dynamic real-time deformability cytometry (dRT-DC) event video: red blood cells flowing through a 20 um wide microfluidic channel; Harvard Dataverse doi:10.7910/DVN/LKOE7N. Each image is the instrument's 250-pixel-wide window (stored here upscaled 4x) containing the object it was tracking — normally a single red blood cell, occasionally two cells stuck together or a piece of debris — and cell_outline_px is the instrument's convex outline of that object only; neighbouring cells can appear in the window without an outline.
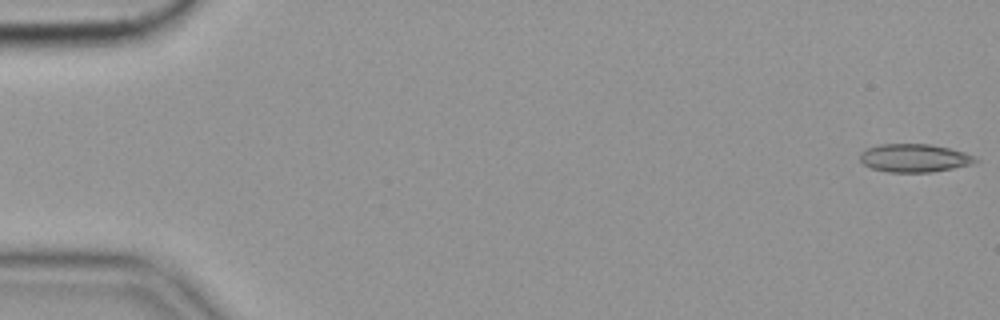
{"species": "common noctule bat (a hibernating species)", "species_latin": "Nyctalus noctula", "temperature_condition": "cold", "stored_images_in_passage": 56, "camera_frame_rate_fps": 3000, "um_per_image_px": 0.085, "animal": {"sex": "female", "body_mass_g": 19.9}, "frame": {"image": 1, "passage_image": 1, "time_ms": 0.0, "image_size_px": [1000, 320], "cell_outline_px": [[980, 160], [972, 164], [932, 172], [888, 172], [872, 168], [864, 164], [860, 160], [860, 152], [864, 148], [880, 144], [928, 144], [948, 148], [964, 152], [976, 156]], "centroid_in_image_um": [77.71, 13.43], "position_along_channel_um": 7.3, "area_um2": 19.02}}
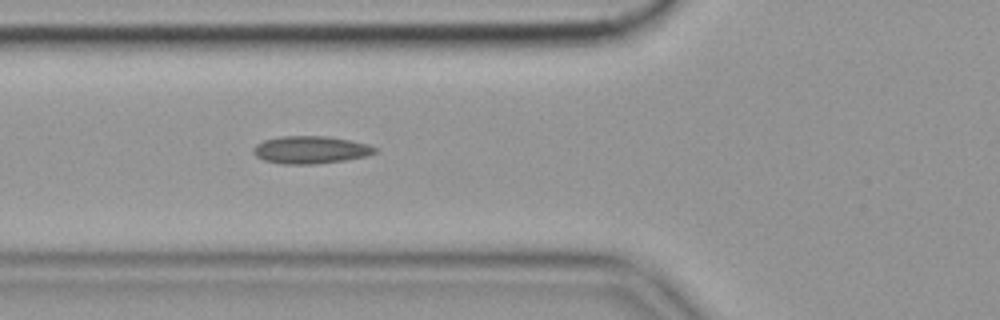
{"frame": {"image": 2, "passage_image": 21, "time_ms": 6.667, "image_size_px": [1000, 320], "cell_outline_px": [[376, 152], [368, 156], [344, 160], [316, 164], [280, 164], [264, 160], [256, 156], [252, 152], [252, 148], [256, 144], [264, 140], [280, 136], [328, 136], [368, 144], [376, 148]], "centroid_in_image_um": [26.37, 12.74], "position_along_channel_um": 99.4, "area_um2": 19.59}}
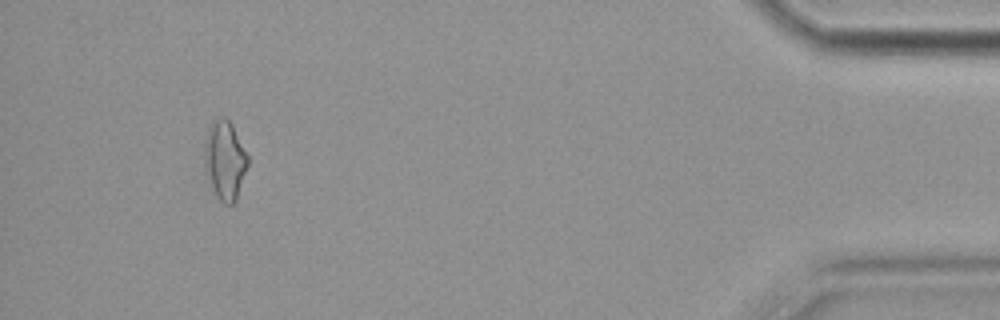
{"frame": {"image": 3, "passage_image": 53, "time_ms": 17.333, "image_size_px": [1000, 320], "cell_outline_px": [[248, 164], [236, 200], [232, 204], [224, 204], [216, 196], [212, 188], [204, 164], [204, 140], [208, 128], [212, 120], [224, 116], [232, 124], [248, 156]], "centroid_in_image_um": [19.1, 13.59], "position_along_channel_um": 416.1, "area_um2": 19.88}, "authors_computed_cell_mechanics": {"area_um2": 18.496, "velocity_mm_per_s": 3.5729, "shape_relaxation_time_tau1_ms": null, "shape_relaxation_time_tau2_ms": 3.9192, "deformation_change_tau1": null, "deformation_change_tau2": 0.1272}}